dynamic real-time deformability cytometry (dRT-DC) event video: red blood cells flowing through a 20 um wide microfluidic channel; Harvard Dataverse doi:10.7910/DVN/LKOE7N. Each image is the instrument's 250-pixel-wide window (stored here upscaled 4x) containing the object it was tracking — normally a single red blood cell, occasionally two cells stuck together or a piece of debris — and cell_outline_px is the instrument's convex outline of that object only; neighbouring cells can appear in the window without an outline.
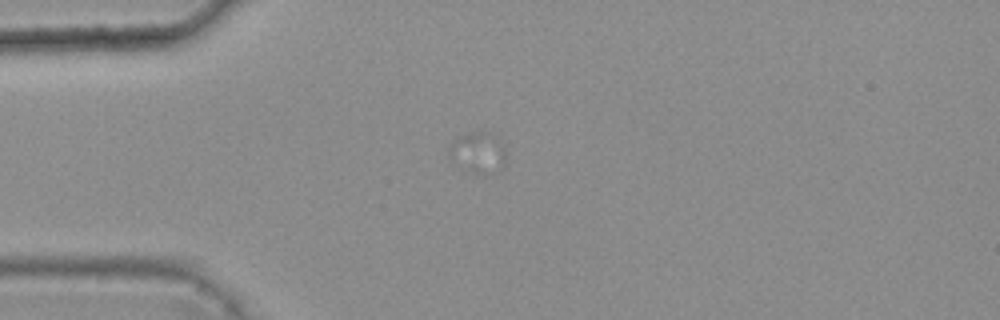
{"species": "common noctule bat (a hibernating species)", "species_latin": "Nyctalus noctula", "temperature_condition": "warm", "stored_images_in_passage": 3, "camera_frame_rate_fps": 3000, "um_per_image_px": 0.085, "animal": {"sex": "female", "body_mass_g": 25.1}, "frame": {"image": 1, "passage_image": 1, "time_ms": 0.0, "image_size_px": [1000, 320], "cell_outline_px": [[508, 156], [504, 168], [448, 156], [448, 144], [452, 140], [460, 136], [472, 132], [492, 132], [504, 144]], "centroid_in_image_um": [40.74, 12.65], "position_along_channel_um": 44.3, "area_um2": 11.16}}